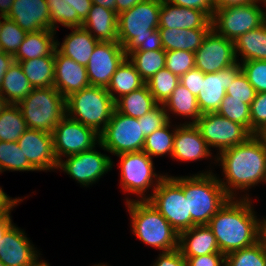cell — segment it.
<instances>
[{
    "label": "cell",
    "instance_id": "cell-63",
    "mask_svg": "<svg viewBox=\"0 0 266 266\" xmlns=\"http://www.w3.org/2000/svg\"><path fill=\"white\" fill-rule=\"evenodd\" d=\"M261 240L264 242L266 247V226H261Z\"/></svg>",
    "mask_w": 266,
    "mask_h": 266
},
{
    "label": "cell",
    "instance_id": "cell-30",
    "mask_svg": "<svg viewBox=\"0 0 266 266\" xmlns=\"http://www.w3.org/2000/svg\"><path fill=\"white\" fill-rule=\"evenodd\" d=\"M145 84L135 66L126 58L112 75L106 90L116 102L120 97L140 89Z\"/></svg>",
    "mask_w": 266,
    "mask_h": 266
},
{
    "label": "cell",
    "instance_id": "cell-15",
    "mask_svg": "<svg viewBox=\"0 0 266 266\" xmlns=\"http://www.w3.org/2000/svg\"><path fill=\"white\" fill-rule=\"evenodd\" d=\"M236 63L234 42L211 28L195 52V67L203 73H215Z\"/></svg>",
    "mask_w": 266,
    "mask_h": 266
},
{
    "label": "cell",
    "instance_id": "cell-45",
    "mask_svg": "<svg viewBox=\"0 0 266 266\" xmlns=\"http://www.w3.org/2000/svg\"><path fill=\"white\" fill-rule=\"evenodd\" d=\"M240 65L256 92H266V60H249L241 62Z\"/></svg>",
    "mask_w": 266,
    "mask_h": 266
},
{
    "label": "cell",
    "instance_id": "cell-14",
    "mask_svg": "<svg viewBox=\"0 0 266 266\" xmlns=\"http://www.w3.org/2000/svg\"><path fill=\"white\" fill-rule=\"evenodd\" d=\"M58 161L57 169L63 170L83 187L95 184L104 174L113 168L112 159L97 151L94 147L89 151L65 157Z\"/></svg>",
    "mask_w": 266,
    "mask_h": 266
},
{
    "label": "cell",
    "instance_id": "cell-57",
    "mask_svg": "<svg viewBox=\"0 0 266 266\" xmlns=\"http://www.w3.org/2000/svg\"><path fill=\"white\" fill-rule=\"evenodd\" d=\"M258 0H214L215 9L238 6Z\"/></svg>",
    "mask_w": 266,
    "mask_h": 266
},
{
    "label": "cell",
    "instance_id": "cell-56",
    "mask_svg": "<svg viewBox=\"0 0 266 266\" xmlns=\"http://www.w3.org/2000/svg\"><path fill=\"white\" fill-rule=\"evenodd\" d=\"M14 57L11 54L5 53L0 49V85L6 74V71L13 64Z\"/></svg>",
    "mask_w": 266,
    "mask_h": 266
},
{
    "label": "cell",
    "instance_id": "cell-35",
    "mask_svg": "<svg viewBox=\"0 0 266 266\" xmlns=\"http://www.w3.org/2000/svg\"><path fill=\"white\" fill-rule=\"evenodd\" d=\"M128 60L135 66L141 78L147 82L158 71L165 68L166 51H132L127 55Z\"/></svg>",
    "mask_w": 266,
    "mask_h": 266
},
{
    "label": "cell",
    "instance_id": "cell-31",
    "mask_svg": "<svg viewBox=\"0 0 266 266\" xmlns=\"http://www.w3.org/2000/svg\"><path fill=\"white\" fill-rule=\"evenodd\" d=\"M163 105L169 121H171L170 113L189 118L192 121H186L183 124H195L202 115L197 104V98L181 83L173 90Z\"/></svg>",
    "mask_w": 266,
    "mask_h": 266
},
{
    "label": "cell",
    "instance_id": "cell-40",
    "mask_svg": "<svg viewBox=\"0 0 266 266\" xmlns=\"http://www.w3.org/2000/svg\"><path fill=\"white\" fill-rule=\"evenodd\" d=\"M50 13V30L56 31L57 24L65 28L82 27L77 11L66 0H46Z\"/></svg>",
    "mask_w": 266,
    "mask_h": 266
},
{
    "label": "cell",
    "instance_id": "cell-67",
    "mask_svg": "<svg viewBox=\"0 0 266 266\" xmlns=\"http://www.w3.org/2000/svg\"><path fill=\"white\" fill-rule=\"evenodd\" d=\"M94 266H108L107 264H95ZM110 266V265H109Z\"/></svg>",
    "mask_w": 266,
    "mask_h": 266
},
{
    "label": "cell",
    "instance_id": "cell-37",
    "mask_svg": "<svg viewBox=\"0 0 266 266\" xmlns=\"http://www.w3.org/2000/svg\"><path fill=\"white\" fill-rule=\"evenodd\" d=\"M179 125H175L173 130H170L171 122L169 121L163 127L157 129L152 134L145 138L143 151L147 153L151 158L158 156L170 155L172 157L174 136L176 128Z\"/></svg>",
    "mask_w": 266,
    "mask_h": 266
},
{
    "label": "cell",
    "instance_id": "cell-68",
    "mask_svg": "<svg viewBox=\"0 0 266 266\" xmlns=\"http://www.w3.org/2000/svg\"><path fill=\"white\" fill-rule=\"evenodd\" d=\"M0 266H5V264L2 261H0Z\"/></svg>",
    "mask_w": 266,
    "mask_h": 266
},
{
    "label": "cell",
    "instance_id": "cell-25",
    "mask_svg": "<svg viewBox=\"0 0 266 266\" xmlns=\"http://www.w3.org/2000/svg\"><path fill=\"white\" fill-rule=\"evenodd\" d=\"M179 250L183 257L221 253L208 225H195L179 234Z\"/></svg>",
    "mask_w": 266,
    "mask_h": 266
},
{
    "label": "cell",
    "instance_id": "cell-41",
    "mask_svg": "<svg viewBox=\"0 0 266 266\" xmlns=\"http://www.w3.org/2000/svg\"><path fill=\"white\" fill-rule=\"evenodd\" d=\"M180 83V77L166 67L152 76L146 85L158 104H164Z\"/></svg>",
    "mask_w": 266,
    "mask_h": 266
},
{
    "label": "cell",
    "instance_id": "cell-12",
    "mask_svg": "<svg viewBox=\"0 0 266 266\" xmlns=\"http://www.w3.org/2000/svg\"><path fill=\"white\" fill-rule=\"evenodd\" d=\"M57 161L62 157L89 151L99 145L100 136L91 127L65 116L52 131Z\"/></svg>",
    "mask_w": 266,
    "mask_h": 266
},
{
    "label": "cell",
    "instance_id": "cell-34",
    "mask_svg": "<svg viewBox=\"0 0 266 266\" xmlns=\"http://www.w3.org/2000/svg\"><path fill=\"white\" fill-rule=\"evenodd\" d=\"M158 103L145 84L140 89L120 97L115 102V108L123 115L139 118L148 113Z\"/></svg>",
    "mask_w": 266,
    "mask_h": 266
},
{
    "label": "cell",
    "instance_id": "cell-52",
    "mask_svg": "<svg viewBox=\"0 0 266 266\" xmlns=\"http://www.w3.org/2000/svg\"><path fill=\"white\" fill-rule=\"evenodd\" d=\"M171 4L206 12L211 18L215 11L214 0H165Z\"/></svg>",
    "mask_w": 266,
    "mask_h": 266
},
{
    "label": "cell",
    "instance_id": "cell-20",
    "mask_svg": "<svg viewBox=\"0 0 266 266\" xmlns=\"http://www.w3.org/2000/svg\"><path fill=\"white\" fill-rule=\"evenodd\" d=\"M212 151L195 124H180L176 128L172 157L176 161L191 162L212 156Z\"/></svg>",
    "mask_w": 266,
    "mask_h": 266
},
{
    "label": "cell",
    "instance_id": "cell-6",
    "mask_svg": "<svg viewBox=\"0 0 266 266\" xmlns=\"http://www.w3.org/2000/svg\"><path fill=\"white\" fill-rule=\"evenodd\" d=\"M161 0H145L118 14V42L126 55L136 50L159 27Z\"/></svg>",
    "mask_w": 266,
    "mask_h": 266
},
{
    "label": "cell",
    "instance_id": "cell-51",
    "mask_svg": "<svg viewBox=\"0 0 266 266\" xmlns=\"http://www.w3.org/2000/svg\"><path fill=\"white\" fill-rule=\"evenodd\" d=\"M152 266H187L186 259L183 257L179 248L160 252L159 256L155 260Z\"/></svg>",
    "mask_w": 266,
    "mask_h": 266
},
{
    "label": "cell",
    "instance_id": "cell-33",
    "mask_svg": "<svg viewBox=\"0 0 266 266\" xmlns=\"http://www.w3.org/2000/svg\"><path fill=\"white\" fill-rule=\"evenodd\" d=\"M33 87L26 78L20 64L13 62L4 75L0 85V93L10 104H18L26 98Z\"/></svg>",
    "mask_w": 266,
    "mask_h": 266
},
{
    "label": "cell",
    "instance_id": "cell-2",
    "mask_svg": "<svg viewBox=\"0 0 266 266\" xmlns=\"http://www.w3.org/2000/svg\"><path fill=\"white\" fill-rule=\"evenodd\" d=\"M249 193L229 200L207 224L212 230L220 252L227 255L247 248L261 240L263 219L257 218Z\"/></svg>",
    "mask_w": 266,
    "mask_h": 266
},
{
    "label": "cell",
    "instance_id": "cell-23",
    "mask_svg": "<svg viewBox=\"0 0 266 266\" xmlns=\"http://www.w3.org/2000/svg\"><path fill=\"white\" fill-rule=\"evenodd\" d=\"M55 73L53 87L65 98L72 93L90 86L85 66L54 50Z\"/></svg>",
    "mask_w": 266,
    "mask_h": 266
},
{
    "label": "cell",
    "instance_id": "cell-43",
    "mask_svg": "<svg viewBox=\"0 0 266 266\" xmlns=\"http://www.w3.org/2000/svg\"><path fill=\"white\" fill-rule=\"evenodd\" d=\"M26 34L27 33L13 20L6 17L3 20L1 28L0 49L5 53L14 56L22 44Z\"/></svg>",
    "mask_w": 266,
    "mask_h": 266
},
{
    "label": "cell",
    "instance_id": "cell-18",
    "mask_svg": "<svg viewBox=\"0 0 266 266\" xmlns=\"http://www.w3.org/2000/svg\"><path fill=\"white\" fill-rule=\"evenodd\" d=\"M242 71L240 62L215 73H204L197 104L201 114L217 112L236 76Z\"/></svg>",
    "mask_w": 266,
    "mask_h": 266
},
{
    "label": "cell",
    "instance_id": "cell-32",
    "mask_svg": "<svg viewBox=\"0 0 266 266\" xmlns=\"http://www.w3.org/2000/svg\"><path fill=\"white\" fill-rule=\"evenodd\" d=\"M33 88L53 87L55 73L54 56H43L18 62Z\"/></svg>",
    "mask_w": 266,
    "mask_h": 266
},
{
    "label": "cell",
    "instance_id": "cell-39",
    "mask_svg": "<svg viewBox=\"0 0 266 266\" xmlns=\"http://www.w3.org/2000/svg\"><path fill=\"white\" fill-rule=\"evenodd\" d=\"M36 171L17 142L0 141V171Z\"/></svg>",
    "mask_w": 266,
    "mask_h": 266
},
{
    "label": "cell",
    "instance_id": "cell-24",
    "mask_svg": "<svg viewBox=\"0 0 266 266\" xmlns=\"http://www.w3.org/2000/svg\"><path fill=\"white\" fill-rule=\"evenodd\" d=\"M82 27L98 41L118 42V14L109 8L92 4Z\"/></svg>",
    "mask_w": 266,
    "mask_h": 266
},
{
    "label": "cell",
    "instance_id": "cell-10",
    "mask_svg": "<svg viewBox=\"0 0 266 266\" xmlns=\"http://www.w3.org/2000/svg\"><path fill=\"white\" fill-rule=\"evenodd\" d=\"M266 0L215 9L212 16V28L223 37L233 42L248 31L260 27L266 21Z\"/></svg>",
    "mask_w": 266,
    "mask_h": 266
},
{
    "label": "cell",
    "instance_id": "cell-21",
    "mask_svg": "<svg viewBox=\"0 0 266 266\" xmlns=\"http://www.w3.org/2000/svg\"><path fill=\"white\" fill-rule=\"evenodd\" d=\"M212 18L204 11L186 8L161 0L158 28L211 29Z\"/></svg>",
    "mask_w": 266,
    "mask_h": 266
},
{
    "label": "cell",
    "instance_id": "cell-9",
    "mask_svg": "<svg viewBox=\"0 0 266 266\" xmlns=\"http://www.w3.org/2000/svg\"><path fill=\"white\" fill-rule=\"evenodd\" d=\"M117 157L120 158V185L124 192L136 194L140 201L148 200L145 192L152 186L154 192L166 174L155 172L153 158L143 150L119 154Z\"/></svg>",
    "mask_w": 266,
    "mask_h": 266
},
{
    "label": "cell",
    "instance_id": "cell-5",
    "mask_svg": "<svg viewBox=\"0 0 266 266\" xmlns=\"http://www.w3.org/2000/svg\"><path fill=\"white\" fill-rule=\"evenodd\" d=\"M115 101L106 88L88 86L66 98V116L100 134L115 111Z\"/></svg>",
    "mask_w": 266,
    "mask_h": 266
},
{
    "label": "cell",
    "instance_id": "cell-61",
    "mask_svg": "<svg viewBox=\"0 0 266 266\" xmlns=\"http://www.w3.org/2000/svg\"><path fill=\"white\" fill-rule=\"evenodd\" d=\"M92 4H97L102 7L109 8L116 12V0H91Z\"/></svg>",
    "mask_w": 266,
    "mask_h": 266
},
{
    "label": "cell",
    "instance_id": "cell-46",
    "mask_svg": "<svg viewBox=\"0 0 266 266\" xmlns=\"http://www.w3.org/2000/svg\"><path fill=\"white\" fill-rule=\"evenodd\" d=\"M251 134H266V92L257 93L250 104Z\"/></svg>",
    "mask_w": 266,
    "mask_h": 266
},
{
    "label": "cell",
    "instance_id": "cell-1",
    "mask_svg": "<svg viewBox=\"0 0 266 266\" xmlns=\"http://www.w3.org/2000/svg\"><path fill=\"white\" fill-rule=\"evenodd\" d=\"M214 159L220 162L225 179L220 178L219 182L230 198H237L236 190L245 192L266 183L265 135H251L245 142L216 154Z\"/></svg>",
    "mask_w": 266,
    "mask_h": 266
},
{
    "label": "cell",
    "instance_id": "cell-13",
    "mask_svg": "<svg viewBox=\"0 0 266 266\" xmlns=\"http://www.w3.org/2000/svg\"><path fill=\"white\" fill-rule=\"evenodd\" d=\"M195 126L199 129L209 148H217L218 153L245 142L252 135L244 126L217 112L202 114Z\"/></svg>",
    "mask_w": 266,
    "mask_h": 266
},
{
    "label": "cell",
    "instance_id": "cell-42",
    "mask_svg": "<svg viewBox=\"0 0 266 266\" xmlns=\"http://www.w3.org/2000/svg\"><path fill=\"white\" fill-rule=\"evenodd\" d=\"M217 113L244 126L251 133L250 105L225 95Z\"/></svg>",
    "mask_w": 266,
    "mask_h": 266
},
{
    "label": "cell",
    "instance_id": "cell-27",
    "mask_svg": "<svg viewBox=\"0 0 266 266\" xmlns=\"http://www.w3.org/2000/svg\"><path fill=\"white\" fill-rule=\"evenodd\" d=\"M56 32L42 30L27 33L18 51L13 56L14 62L36 59L43 56H54L56 49Z\"/></svg>",
    "mask_w": 266,
    "mask_h": 266
},
{
    "label": "cell",
    "instance_id": "cell-58",
    "mask_svg": "<svg viewBox=\"0 0 266 266\" xmlns=\"http://www.w3.org/2000/svg\"><path fill=\"white\" fill-rule=\"evenodd\" d=\"M144 1L145 0H116V13L120 14L123 11L129 10L136 4Z\"/></svg>",
    "mask_w": 266,
    "mask_h": 266
},
{
    "label": "cell",
    "instance_id": "cell-48",
    "mask_svg": "<svg viewBox=\"0 0 266 266\" xmlns=\"http://www.w3.org/2000/svg\"><path fill=\"white\" fill-rule=\"evenodd\" d=\"M231 84L226 90L229 99L242 100V102L250 105L257 92L249 83L246 75L241 71Z\"/></svg>",
    "mask_w": 266,
    "mask_h": 266
},
{
    "label": "cell",
    "instance_id": "cell-22",
    "mask_svg": "<svg viewBox=\"0 0 266 266\" xmlns=\"http://www.w3.org/2000/svg\"><path fill=\"white\" fill-rule=\"evenodd\" d=\"M6 17L26 33L50 30V13L46 0H14Z\"/></svg>",
    "mask_w": 266,
    "mask_h": 266
},
{
    "label": "cell",
    "instance_id": "cell-19",
    "mask_svg": "<svg viewBox=\"0 0 266 266\" xmlns=\"http://www.w3.org/2000/svg\"><path fill=\"white\" fill-rule=\"evenodd\" d=\"M24 230L13 225L1 238L0 261L5 266H35L39 255Z\"/></svg>",
    "mask_w": 266,
    "mask_h": 266
},
{
    "label": "cell",
    "instance_id": "cell-8",
    "mask_svg": "<svg viewBox=\"0 0 266 266\" xmlns=\"http://www.w3.org/2000/svg\"><path fill=\"white\" fill-rule=\"evenodd\" d=\"M148 201L177 233L192 228L188 200L183 191V176L174 177L166 174L154 192L148 195Z\"/></svg>",
    "mask_w": 266,
    "mask_h": 266
},
{
    "label": "cell",
    "instance_id": "cell-54",
    "mask_svg": "<svg viewBox=\"0 0 266 266\" xmlns=\"http://www.w3.org/2000/svg\"><path fill=\"white\" fill-rule=\"evenodd\" d=\"M163 49L162 41L160 38L159 30H155L153 34L143 42L136 50L134 51H153Z\"/></svg>",
    "mask_w": 266,
    "mask_h": 266
},
{
    "label": "cell",
    "instance_id": "cell-64",
    "mask_svg": "<svg viewBox=\"0 0 266 266\" xmlns=\"http://www.w3.org/2000/svg\"><path fill=\"white\" fill-rule=\"evenodd\" d=\"M35 266H50V264L45 260L40 259V261Z\"/></svg>",
    "mask_w": 266,
    "mask_h": 266
},
{
    "label": "cell",
    "instance_id": "cell-3",
    "mask_svg": "<svg viewBox=\"0 0 266 266\" xmlns=\"http://www.w3.org/2000/svg\"><path fill=\"white\" fill-rule=\"evenodd\" d=\"M125 200L132 232L141 242L161 252L179 248V233L148 200Z\"/></svg>",
    "mask_w": 266,
    "mask_h": 266
},
{
    "label": "cell",
    "instance_id": "cell-44",
    "mask_svg": "<svg viewBox=\"0 0 266 266\" xmlns=\"http://www.w3.org/2000/svg\"><path fill=\"white\" fill-rule=\"evenodd\" d=\"M165 67L180 77L195 68V53L185 50L166 51Z\"/></svg>",
    "mask_w": 266,
    "mask_h": 266
},
{
    "label": "cell",
    "instance_id": "cell-16",
    "mask_svg": "<svg viewBox=\"0 0 266 266\" xmlns=\"http://www.w3.org/2000/svg\"><path fill=\"white\" fill-rule=\"evenodd\" d=\"M126 58L119 42L99 41L86 66L90 85L107 88L112 75Z\"/></svg>",
    "mask_w": 266,
    "mask_h": 266
},
{
    "label": "cell",
    "instance_id": "cell-26",
    "mask_svg": "<svg viewBox=\"0 0 266 266\" xmlns=\"http://www.w3.org/2000/svg\"><path fill=\"white\" fill-rule=\"evenodd\" d=\"M69 29H72V32L65 36L61 45L58 39L56 40V49L62 55L86 67L99 41L83 27Z\"/></svg>",
    "mask_w": 266,
    "mask_h": 266
},
{
    "label": "cell",
    "instance_id": "cell-47",
    "mask_svg": "<svg viewBox=\"0 0 266 266\" xmlns=\"http://www.w3.org/2000/svg\"><path fill=\"white\" fill-rule=\"evenodd\" d=\"M141 123L142 133L145 137L169 122L167 112L163 104H157L148 113L138 118Z\"/></svg>",
    "mask_w": 266,
    "mask_h": 266
},
{
    "label": "cell",
    "instance_id": "cell-11",
    "mask_svg": "<svg viewBox=\"0 0 266 266\" xmlns=\"http://www.w3.org/2000/svg\"><path fill=\"white\" fill-rule=\"evenodd\" d=\"M99 136V147L115 156L142 151L146 138L138 118L123 115L116 109Z\"/></svg>",
    "mask_w": 266,
    "mask_h": 266
},
{
    "label": "cell",
    "instance_id": "cell-62",
    "mask_svg": "<svg viewBox=\"0 0 266 266\" xmlns=\"http://www.w3.org/2000/svg\"><path fill=\"white\" fill-rule=\"evenodd\" d=\"M10 105L6 98L0 93V113Z\"/></svg>",
    "mask_w": 266,
    "mask_h": 266
},
{
    "label": "cell",
    "instance_id": "cell-38",
    "mask_svg": "<svg viewBox=\"0 0 266 266\" xmlns=\"http://www.w3.org/2000/svg\"><path fill=\"white\" fill-rule=\"evenodd\" d=\"M225 266H266V247L262 240L225 255Z\"/></svg>",
    "mask_w": 266,
    "mask_h": 266
},
{
    "label": "cell",
    "instance_id": "cell-7",
    "mask_svg": "<svg viewBox=\"0 0 266 266\" xmlns=\"http://www.w3.org/2000/svg\"><path fill=\"white\" fill-rule=\"evenodd\" d=\"M29 129L52 133L66 116V98L55 88H33L17 104Z\"/></svg>",
    "mask_w": 266,
    "mask_h": 266
},
{
    "label": "cell",
    "instance_id": "cell-49",
    "mask_svg": "<svg viewBox=\"0 0 266 266\" xmlns=\"http://www.w3.org/2000/svg\"><path fill=\"white\" fill-rule=\"evenodd\" d=\"M187 266H225V255L210 253L207 255L184 257Z\"/></svg>",
    "mask_w": 266,
    "mask_h": 266
},
{
    "label": "cell",
    "instance_id": "cell-17",
    "mask_svg": "<svg viewBox=\"0 0 266 266\" xmlns=\"http://www.w3.org/2000/svg\"><path fill=\"white\" fill-rule=\"evenodd\" d=\"M24 156L36 171L57 170L52 134L35 129H27L17 140Z\"/></svg>",
    "mask_w": 266,
    "mask_h": 266
},
{
    "label": "cell",
    "instance_id": "cell-55",
    "mask_svg": "<svg viewBox=\"0 0 266 266\" xmlns=\"http://www.w3.org/2000/svg\"><path fill=\"white\" fill-rule=\"evenodd\" d=\"M68 2V5L73 7L75 11H77L78 17L84 21L87 17L91 6L92 1L91 0H66Z\"/></svg>",
    "mask_w": 266,
    "mask_h": 266
},
{
    "label": "cell",
    "instance_id": "cell-4",
    "mask_svg": "<svg viewBox=\"0 0 266 266\" xmlns=\"http://www.w3.org/2000/svg\"><path fill=\"white\" fill-rule=\"evenodd\" d=\"M219 178L212 170L202 171L192 176H183V191L188 200L192 227L207 225L229 200L230 197L225 193Z\"/></svg>",
    "mask_w": 266,
    "mask_h": 266
},
{
    "label": "cell",
    "instance_id": "cell-50",
    "mask_svg": "<svg viewBox=\"0 0 266 266\" xmlns=\"http://www.w3.org/2000/svg\"><path fill=\"white\" fill-rule=\"evenodd\" d=\"M201 79H204V73L195 67L180 76V83L197 98L200 92Z\"/></svg>",
    "mask_w": 266,
    "mask_h": 266
},
{
    "label": "cell",
    "instance_id": "cell-28",
    "mask_svg": "<svg viewBox=\"0 0 266 266\" xmlns=\"http://www.w3.org/2000/svg\"><path fill=\"white\" fill-rule=\"evenodd\" d=\"M165 51L185 50L196 52L210 29L158 28Z\"/></svg>",
    "mask_w": 266,
    "mask_h": 266
},
{
    "label": "cell",
    "instance_id": "cell-29",
    "mask_svg": "<svg viewBox=\"0 0 266 266\" xmlns=\"http://www.w3.org/2000/svg\"><path fill=\"white\" fill-rule=\"evenodd\" d=\"M237 62L266 60V21L258 28L239 36L234 41Z\"/></svg>",
    "mask_w": 266,
    "mask_h": 266
},
{
    "label": "cell",
    "instance_id": "cell-65",
    "mask_svg": "<svg viewBox=\"0 0 266 266\" xmlns=\"http://www.w3.org/2000/svg\"><path fill=\"white\" fill-rule=\"evenodd\" d=\"M5 18H6L5 16H3V15L0 14V19H2V20H0V34H1L2 23H3V20Z\"/></svg>",
    "mask_w": 266,
    "mask_h": 266
},
{
    "label": "cell",
    "instance_id": "cell-66",
    "mask_svg": "<svg viewBox=\"0 0 266 266\" xmlns=\"http://www.w3.org/2000/svg\"><path fill=\"white\" fill-rule=\"evenodd\" d=\"M261 226H266V218L263 217L262 225Z\"/></svg>",
    "mask_w": 266,
    "mask_h": 266
},
{
    "label": "cell",
    "instance_id": "cell-59",
    "mask_svg": "<svg viewBox=\"0 0 266 266\" xmlns=\"http://www.w3.org/2000/svg\"><path fill=\"white\" fill-rule=\"evenodd\" d=\"M11 213L0 216V242L4 234L13 226Z\"/></svg>",
    "mask_w": 266,
    "mask_h": 266
},
{
    "label": "cell",
    "instance_id": "cell-53",
    "mask_svg": "<svg viewBox=\"0 0 266 266\" xmlns=\"http://www.w3.org/2000/svg\"><path fill=\"white\" fill-rule=\"evenodd\" d=\"M11 198L12 197L8 196L0 186V216L11 213L13 207L23 201V198Z\"/></svg>",
    "mask_w": 266,
    "mask_h": 266
},
{
    "label": "cell",
    "instance_id": "cell-60",
    "mask_svg": "<svg viewBox=\"0 0 266 266\" xmlns=\"http://www.w3.org/2000/svg\"><path fill=\"white\" fill-rule=\"evenodd\" d=\"M14 0H0V14L7 16L11 10Z\"/></svg>",
    "mask_w": 266,
    "mask_h": 266
},
{
    "label": "cell",
    "instance_id": "cell-36",
    "mask_svg": "<svg viewBox=\"0 0 266 266\" xmlns=\"http://www.w3.org/2000/svg\"><path fill=\"white\" fill-rule=\"evenodd\" d=\"M27 129V123L17 104H10L0 113V141L17 142Z\"/></svg>",
    "mask_w": 266,
    "mask_h": 266
}]
</instances>
